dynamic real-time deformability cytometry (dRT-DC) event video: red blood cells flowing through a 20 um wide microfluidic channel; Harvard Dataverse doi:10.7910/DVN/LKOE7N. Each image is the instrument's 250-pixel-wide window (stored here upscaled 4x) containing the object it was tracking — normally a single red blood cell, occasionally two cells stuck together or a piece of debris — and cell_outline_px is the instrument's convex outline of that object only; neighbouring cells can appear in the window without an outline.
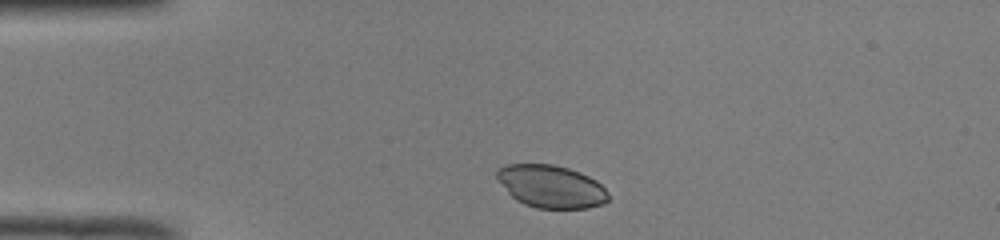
{"species": "common noctule bat (a hibernating species)", "species_latin": "Nyctalus noctula", "temperature_condition": "room temperature", "stored_images_in_passage": 35, "camera_frame_rate_fps": 3000, "um_per_image_px": 0.085, "animal": {"sex": "male", "body_mass_g": 19.0, "forearm_length_mm": 50.8}, "frame": {"image": 1, "passage_image": 2, "time_ms": 0.333, "image_size_px": [1000, 240], "cell_outline_px": [[608, 200], [604, 204], [588, 208], [536, 208], [524, 204], [516, 200], [508, 192], [496, 176], [496, 168], [504, 164], [552, 164], [568, 168], [580, 172], [596, 180], [608, 192]], "centroid_in_image_um": [46.84, 15.84], "position_along_channel_um": 38.2, "area_um2": 27.74}}
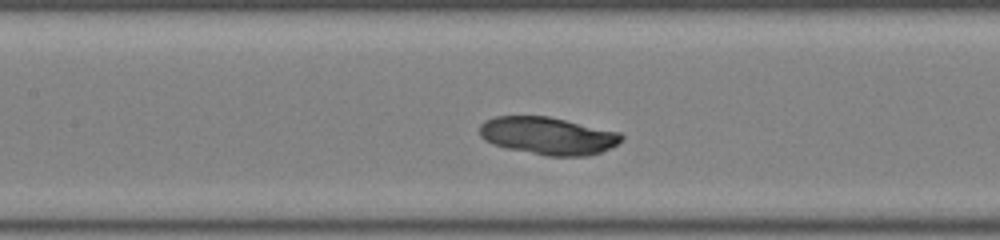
{"frame": {"image": 2, "passage_image": 14, "time_ms": 4.333, "image_size_px": [1000, 240], "cell_outline_px": [[624, 140], [600, 152], [588, 156], [548, 156], [508, 148], [492, 144], [484, 140], [480, 136], [480, 124], [484, 120], [496, 116], [548, 116], [620, 132], [624, 136]], "centroid_in_image_um": [46.57, 11.54], "position_along_channel_um": 160.8, "area_um2": 31.04}}
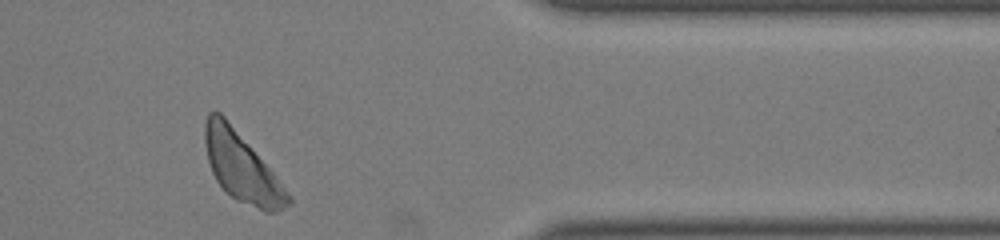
{"frame": {"image": 3, "passage_image": 33, "time_ms": 10.667, "image_size_px": [1000, 240], "cell_outline_px": [[292, 204], [276, 212], [264, 212], [236, 200], [216, 180], [212, 172], [208, 160], [204, 144], [204, 124], [208, 112], [220, 112], [224, 116], [276, 176], [292, 200]], "centroid_in_image_um": [20.52, 14.23], "position_along_channel_um": 390.9, "area_um2": 32.83}}